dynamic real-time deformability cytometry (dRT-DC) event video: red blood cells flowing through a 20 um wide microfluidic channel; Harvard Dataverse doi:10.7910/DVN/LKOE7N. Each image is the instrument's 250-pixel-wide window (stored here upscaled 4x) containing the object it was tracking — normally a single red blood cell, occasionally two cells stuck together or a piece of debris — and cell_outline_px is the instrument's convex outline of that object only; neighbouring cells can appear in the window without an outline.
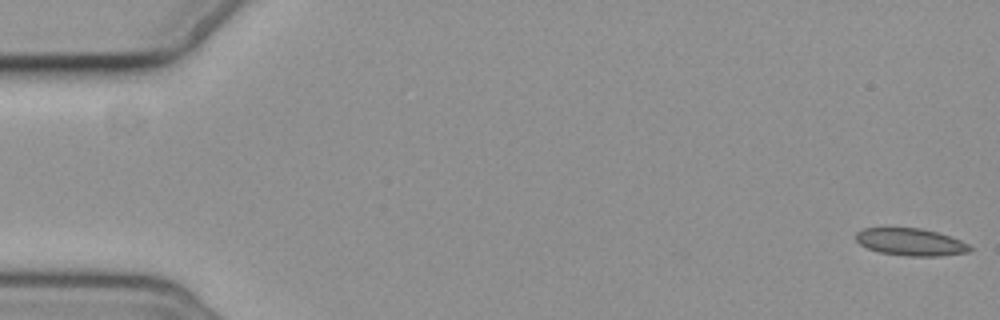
{"species": "common noctule bat (a hibernating species)", "species_latin": "Nyctalus noctula", "temperature_condition": "cold", "stored_images_in_passage": 9, "camera_frame_rate_fps": 3000, "um_per_image_px": 0.085, "animal": {"sex": "female", "body_mass_g": 19.3, "forearm_length_mm": 54.1}, "frame": {"image": 1, "passage_image": 1, "time_ms": 0.0, "image_size_px": [1000, 320], "cell_outline_px": [[972, 248], [968, 252], [940, 256], [908, 256], [880, 252], [868, 248], [860, 244], [856, 240], [856, 232], [864, 228], [920, 228], [936, 232], [960, 240], [968, 244]], "centroid_in_image_um": [77.4, 20.57], "position_along_channel_um": 7.6, "area_um2": 17.92}}
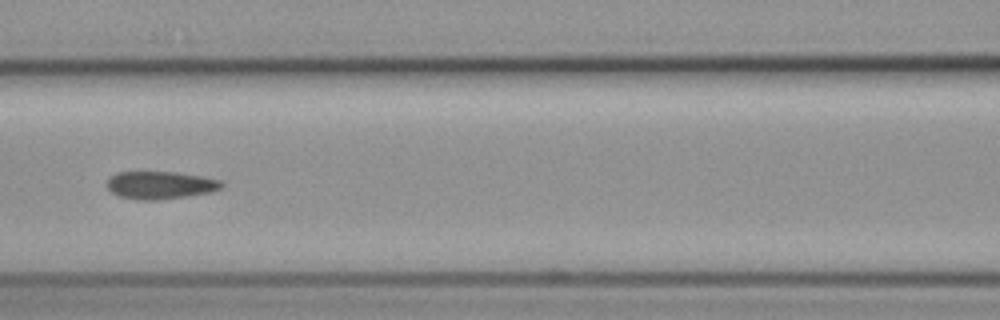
{"frame": {"image": 2, "passage_image": 7, "time_ms": 8.333, "image_size_px": [1000, 320], "cell_outline_px": [[224, 188], [212, 192], [188, 196], [156, 200], [136, 200], [120, 196], [112, 192], [108, 188], [108, 180], [116, 172], [176, 172], [204, 176], [220, 180], [224, 184]], "centroid_in_image_um": [13.69, 15.74], "position_along_channel_um": 152.9, "area_um2": 18.61}}
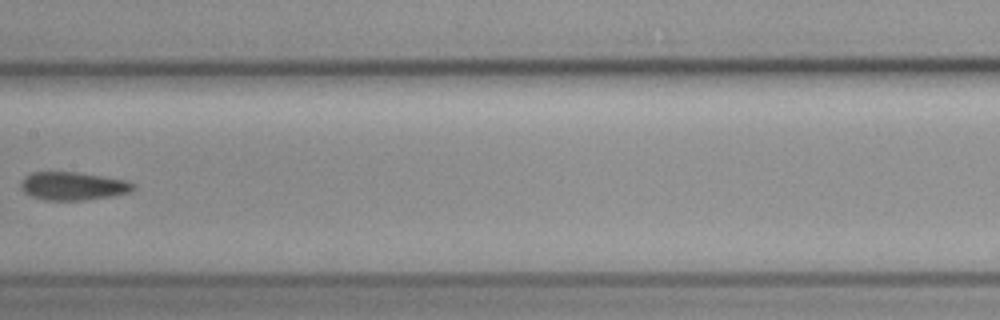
{"frame": {"image": 3, "passage_image": 8, "time_ms": 9.667, "image_size_px": [1000, 320], "cell_outline_px": [[136, 188], [132, 192], [112, 196], [84, 200], [44, 200], [32, 196], [24, 192], [20, 188], [20, 184], [24, 176], [32, 172], [76, 172], [128, 180], [136, 184]], "centroid_in_image_um": [6.24, 15.81], "position_along_channel_um": 201.2, "area_um2": 18.67}}